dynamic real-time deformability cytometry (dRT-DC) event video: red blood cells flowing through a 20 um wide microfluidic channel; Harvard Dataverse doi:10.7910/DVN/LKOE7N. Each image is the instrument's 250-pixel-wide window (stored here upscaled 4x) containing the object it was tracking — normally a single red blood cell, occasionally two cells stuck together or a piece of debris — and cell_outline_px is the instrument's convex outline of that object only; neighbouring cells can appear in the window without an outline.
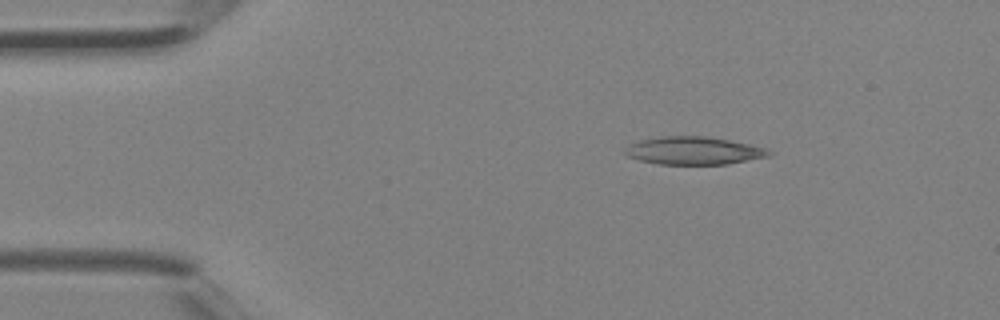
{"species": "Egyptian fruit bat (a non-hibernating species)", "species_latin": "Rousettus aegyptiacus", "temperature_condition": "room temperature", "stored_images_in_passage": 2, "camera_frame_rate_fps": 3000, "um_per_image_px": 0.085, "animal": {"sex": "female"}, "frame": {"image": 1, "passage_image": 1, "time_ms": 0.0, "image_size_px": [1000, 320], "cell_outline_px": [[772, 156], [728, 164], [656, 164], [640, 160], [628, 156], [624, 152], [624, 148], [628, 144], [640, 140], [660, 136], [704, 136], [728, 140], [768, 148], [772, 152]], "centroid_in_image_um": [58.97, 12.81], "position_along_channel_um": 26.0, "area_um2": 23.47}}